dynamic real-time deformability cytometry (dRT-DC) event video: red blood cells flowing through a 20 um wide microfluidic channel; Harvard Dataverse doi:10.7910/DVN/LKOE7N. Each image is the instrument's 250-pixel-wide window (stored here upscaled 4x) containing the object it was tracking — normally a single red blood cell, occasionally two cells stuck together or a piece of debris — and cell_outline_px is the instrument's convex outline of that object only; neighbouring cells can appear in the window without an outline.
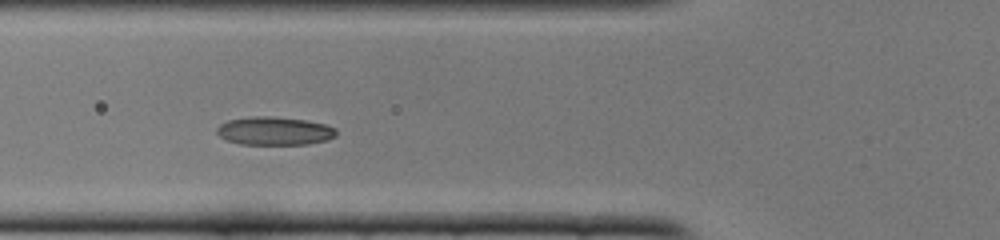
{"species": "common noctule bat (a hibernating species)", "species_latin": "Nyctalus noctula", "temperature_condition": "cold", "stored_images_in_passage": 31, "camera_frame_rate_fps": 3000, "um_per_image_px": 0.085, "animal": {"sex": "female", "body_mass_g": 22.0, "forearm_length_mm": 56.7}, "frame": {"image": 1, "passage_image": 6, "time_ms": 1.667, "image_size_px": [1000, 240], "cell_outline_px": [[336, 136], [328, 140], [308, 144], [240, 144], [228, 140], [220, 136], [216, 132], [216, 128], [220, 124], [228, 120], [252, 116], [272, 116], [304, 120], [324, 124], [336, 128]], "centroid_in_image_um": [23.33, 11.13], "position_along_channel_um": 102.5, "area_um2": 19.65}}
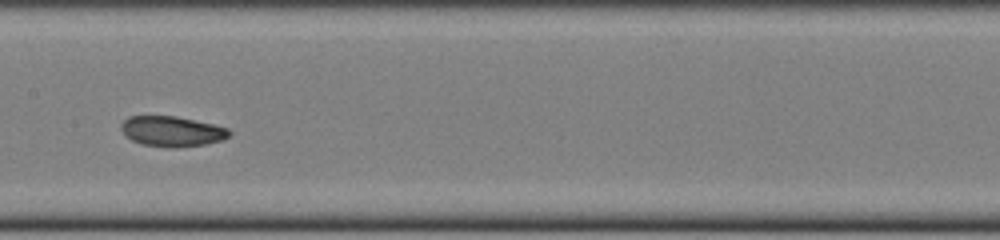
{"frame": {"image": 2, "passage_image": 13, "time_ms": 4.0, "image_size_px": [1000, 240], "cell_outline_px": [[232, 132], [224, 140], [204, 144], [172, 148], [168, 148], [140, 144], [124, 136], [120, 128], [120, 124], [128, 116], [176, 116], [212, 124], [228, 128]], "centroid_in_image_um": [14.58, 11.17], "position_along_channel_um": 192.8, "area_um2": 19.25}}
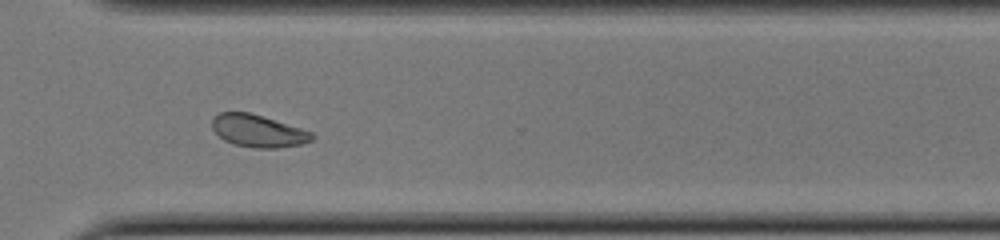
{"frame": {"image": 3, "passage_image": 25, "time_ms": 8.0, "image_size_px": [1000, 240], "cell_outline_px": [[316, 136], [312, 140], [300, 144], [280, 148], [252, 148], [232, 144], [224, 140], [212, 128], [212, 120], [220, 112], [248, 112], [264, 116], [312, 132]], "centroid_in_image_um": [21.95, 11.14], "position_along_channel_um": 348.7, "area_um2": 18.84}, "authors_computed_cell_mechanics": {"area_um2": 19.074, "velocity_mm_per_s": 3.878, "shape_relaxation_time_tau1_ms": 4.6539, "shape_relaxation_time_tau2_ms": 1.9027, "deformation_change_tau1": 0.1685, "deformation_change_tau2": 0.0679}}